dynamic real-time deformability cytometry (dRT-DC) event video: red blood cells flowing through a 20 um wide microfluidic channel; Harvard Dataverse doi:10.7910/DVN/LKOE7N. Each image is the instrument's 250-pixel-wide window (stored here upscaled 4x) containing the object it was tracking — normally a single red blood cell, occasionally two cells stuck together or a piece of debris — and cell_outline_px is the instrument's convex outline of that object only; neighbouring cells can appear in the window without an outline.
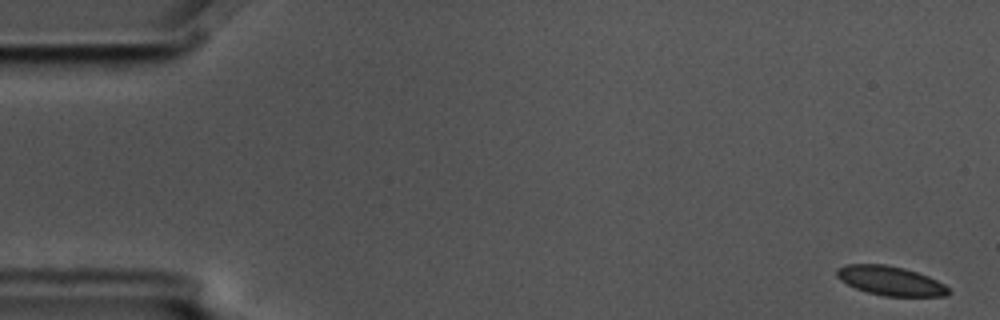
{"species": "common noctule bat (a hibernating species)", "species_latin": "Nyctalus noctula", "temperature_condition": "cold", "stored_images_in_passage": 5, "camera_frame_rate_fps": 3000, "um_per_image_px": 0.085, "animal": {"sex": "male", "body_mass_g": 17.5, "forearm_length_mm": 52.3}, "frame": {"image": 1, "passage_image": 1, "time_ms": 0.0, "image_size_px": [1000, 320], "cell_outline_px": [[952, 292], [948, 296], [884, 296], [868, 292], [856, 288], [840, 280], [836, 276], [836, 268], [848, 264], [884, 264], [904, 268], [928, 276], [944, 284]], "centroid_in_image_um": [75.69, 23.87], "position_along_channel_um": 9.3, "area_um2": 19.02}}
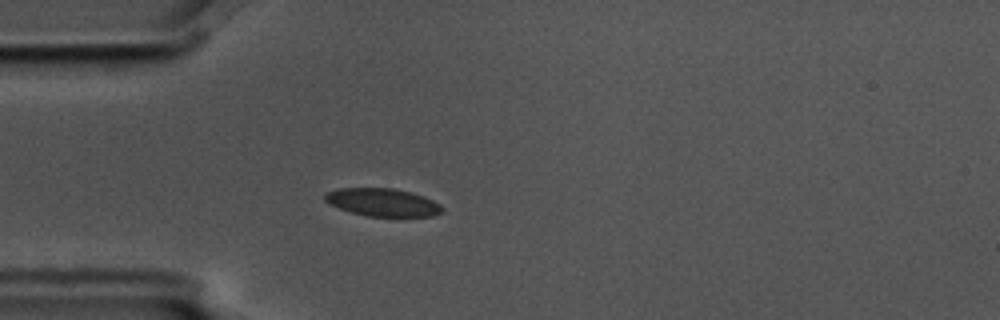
{"frame": {"image": 2, "passage_image": 5, "time_ms": 1.333, "image_size_px": [1000, 320], "cell_outline_px": [[444, 208], [436, 216], [364, 216], [340, 208], [324, 200], [324, 192], [336, 188], [392, 188], [412, 192], [424, 196], [440, 204]], "centroid_in_image_um": [32.52, 17.19], "position_along_channel_um": 52.5, "area_um2": 19.07}}